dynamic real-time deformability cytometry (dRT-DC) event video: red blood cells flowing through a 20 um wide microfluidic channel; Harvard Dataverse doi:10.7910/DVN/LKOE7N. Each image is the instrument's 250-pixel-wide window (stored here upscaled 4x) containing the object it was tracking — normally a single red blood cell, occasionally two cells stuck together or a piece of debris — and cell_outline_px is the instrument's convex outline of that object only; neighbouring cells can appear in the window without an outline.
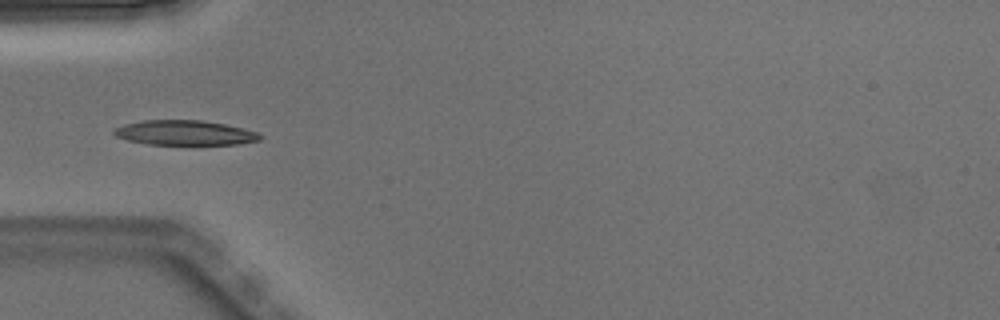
{"species": "Egyptian fruit bat (a non-hibernating species)", "species_latin": "Rousettus aegyptiacus", "temperature_condition": "warm", "stored_images_in_passage": 4, "camera_frame_rate_fps": 3000, "um_per_image_px": 0.085, "animal": {"sex": "male"}, "frame": {"image": 1, "passage_image": 3, "time_ms": 0.667, "image_size_px": [1000, 320], "cell_outline_px": [[264, 136], [260, 140], [240, 144], [148, 144], [128, 140], [116, 136], [112, 132], [116, 128], [124, 124], [144, 120], [200, 120], [224, 124], [256, 132]], "centroid_in_image_um": [15.7, 11.28], "position_along_channel_um": 69.3, "area_um2": 20.87}}